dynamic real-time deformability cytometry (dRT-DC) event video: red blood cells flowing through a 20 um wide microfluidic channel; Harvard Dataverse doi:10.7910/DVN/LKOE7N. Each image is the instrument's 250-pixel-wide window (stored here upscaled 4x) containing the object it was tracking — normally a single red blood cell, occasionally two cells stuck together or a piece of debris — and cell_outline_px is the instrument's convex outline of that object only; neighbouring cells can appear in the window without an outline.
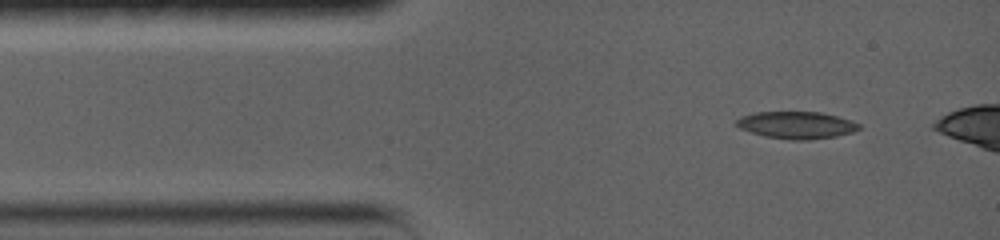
{"species": "common noctule bat (a hibernating species)", "species_latin": "Nyctalus noctula", "temperature_condition": "warm", "stored_images_in_passage": 4, "camera_frame_rate_fps": 5000, "um_per_image_px": 0.085, "animal": {"sex": "female", "body_mass_g": 19.0, "forearm_length_mm": 56.7}, "frame": {"image": 1, "passage_image": 1, "time_ms": 0.0, "image_size_px": [1000, 240], "cell_outline_px": [[860, 128], [852, 132], [836, 136], [808, 140], [792, 140], [764, 136], [740, 128], [732, 124], [740, 116], [756, 112], [820, 112], [852, 120], [860, 124]], "centroid_in_image_um": [67.68, 10.63], "position_along_channel_um": 17.3, "area_um2": 19.42}}